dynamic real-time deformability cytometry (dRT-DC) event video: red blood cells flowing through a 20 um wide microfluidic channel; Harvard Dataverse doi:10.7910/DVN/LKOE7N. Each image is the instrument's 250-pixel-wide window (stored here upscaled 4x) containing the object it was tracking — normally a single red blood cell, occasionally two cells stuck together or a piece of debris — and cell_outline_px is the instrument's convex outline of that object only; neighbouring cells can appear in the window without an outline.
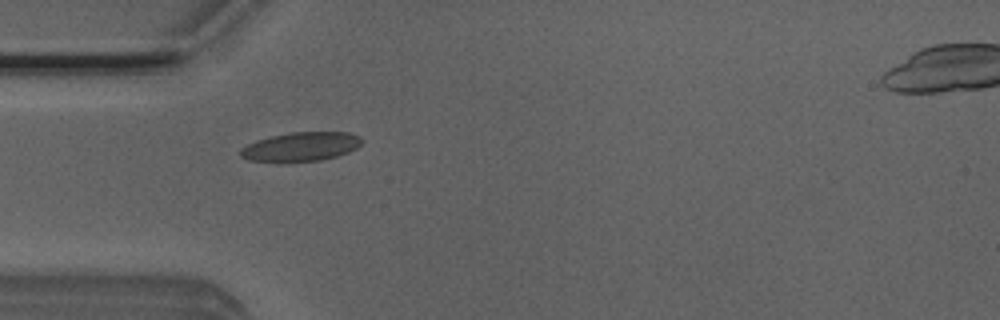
{"species": "Egyptian fruit bat (a non-hibernating species)", "species_latin": "Rousettus aegyptiacus", "temperature_condition": "room temperature", "stored_images_in_passage": 3, "camera_frame_rate_fps": 3000, "um_per_image_px": 0.085, "animal": {"sex": "male"}, "frame": {"image": 1, "passage_image": 2, "time_ms": 0.333, "image_size_px": [1000, 320], "cell_outline_px": [[364, 140], [356, 148], [348, 152], [336, 156], [320, 160], [248, 160], [240, 156], [240, 148], [256, 140], [268, 136], [292, 132], [348, 132], [360, 136]], "centroid_in_image_um": [25.6, 12.43], "position_along_channel_um": 59.4, "area_um2": 20.11}}